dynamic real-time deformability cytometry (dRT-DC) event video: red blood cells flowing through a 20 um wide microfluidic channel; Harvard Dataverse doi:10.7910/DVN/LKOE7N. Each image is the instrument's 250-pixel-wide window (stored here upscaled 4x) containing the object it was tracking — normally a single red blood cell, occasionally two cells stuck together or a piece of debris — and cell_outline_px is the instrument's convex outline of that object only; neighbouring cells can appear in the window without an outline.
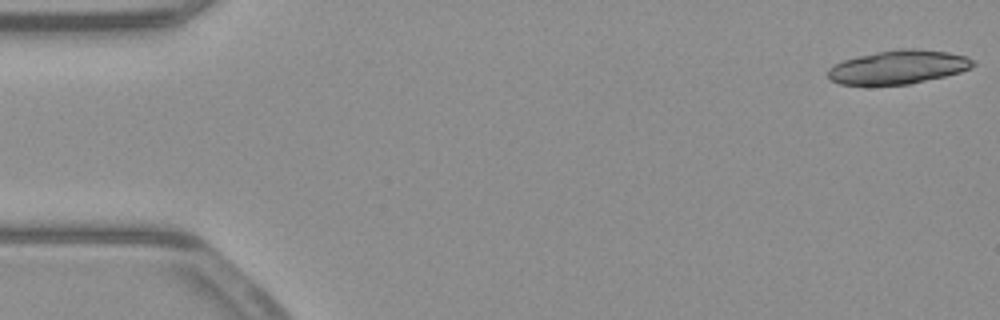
{"species": "common noctule bat (a hibernating species)", "species_latin": "Nyctalus noctula", "temperature_condition": "warm", "stored_images_in_passage": 18, "camera_frame_rate_fps": 3000, "um_per_image_px": 0.085, "animal": {"sex": "male", "body_mass_g": 23.1, "forearm_length_mm": 52.7}, "frame": {"image": 1, "passage_image": 1, "time_ms": 0.0, "image_size_px": [1000, 320], "cell_outline_px": [[976, 64], [960, 72], [944, 76], [908, 84], [840, 84], [832, 80], [828, 76], [828, 68], [844, 60], [876, 52], [900, 48], [916, 48], [948, 52], [964, 56], [972, 60]], "centroid_in_image_um": [76.36, 5.69], "position_along_channel_um": 8.6, "area_um2": 27.98}}